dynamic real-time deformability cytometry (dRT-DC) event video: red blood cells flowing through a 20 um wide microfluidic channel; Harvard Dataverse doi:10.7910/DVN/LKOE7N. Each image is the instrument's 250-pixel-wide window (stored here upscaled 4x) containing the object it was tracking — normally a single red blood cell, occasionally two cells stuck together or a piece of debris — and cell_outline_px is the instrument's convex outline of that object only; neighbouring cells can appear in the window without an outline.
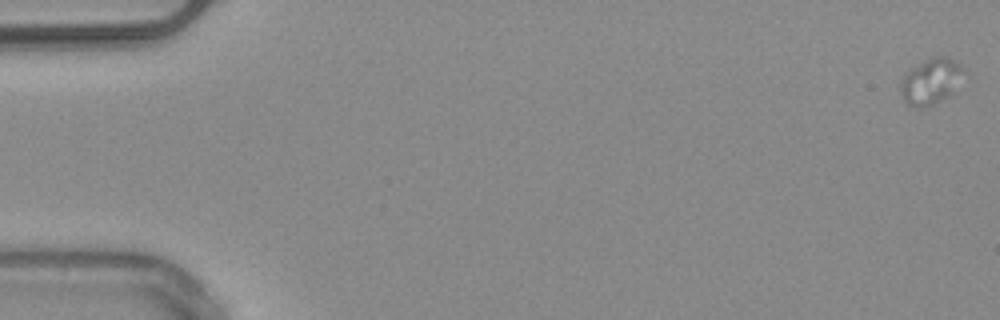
{"species": "common noctule bat (a hibernating species)", "species_latin": "Nyctalus noctula", "temperature_condition": "warm", "stored_images_in_passage": 22, "camera_frame_rate_fps": 3000, "um_per_image_px": 0.085, "animal": {"sex": "male", "body_mass_g": 20.4}, "frame": {"image": 1, "passage_image": 1, "time_ms": 0.0, "image_size_px": [1000, 320], "cell_outline_px": [[968, 72], [948, 96], [924, 108], [916, 108], [908, 104], [904, 100], [900, 92], [900, 84], [904, 76], [912, 68], [924, 60], [932, 56], [948, 56], [960, 64]], "centroid_in_image_um": [79.16, 6.89], "position_along_channel_um": 5.8, "area_um2": 16.94}}
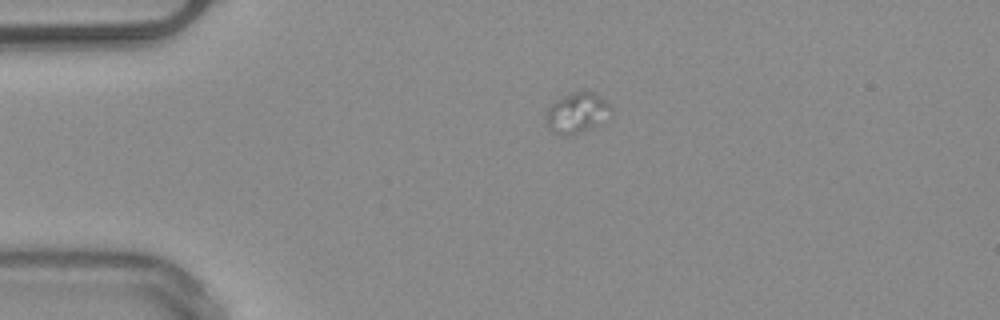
{"frame": {"image": 2, "passage_image": 13, "time_ms": 4.0, "image_size_px": [1000, 320], "cell_outline_px": [[612, 116], [572, 136], [560, 136], [548, 128], [544, 120], [544, 116], [552, 104], [564, 96], [572, 92], [592, 92], [604, 100], [612, 108]], "centroid_in_image_um": [49.01, 9.63], "position_along_channel_um": 36.0, "area_um2": 15.14}}
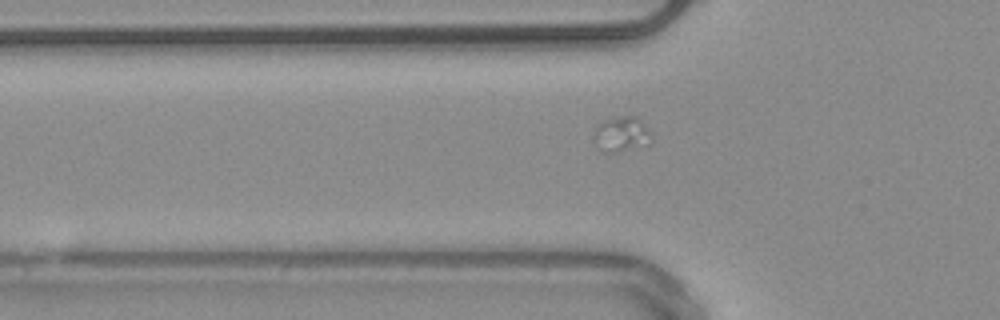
{"frame": {"image": 3, "passage_image": 19, "time_ms": 6.0, "image_size_px": [1000, 320], "cell_outline_px": [[652, 144], [616, 152], [600, 152], [596, 148], [592, 140], [592, 132], [596, 124], [612, 116], [636, 116], [652, 132]], "centroid_in_image_um": [52.77, 11.41], "position_along_channel_um": 73.0, "area_um2": 12.54}}